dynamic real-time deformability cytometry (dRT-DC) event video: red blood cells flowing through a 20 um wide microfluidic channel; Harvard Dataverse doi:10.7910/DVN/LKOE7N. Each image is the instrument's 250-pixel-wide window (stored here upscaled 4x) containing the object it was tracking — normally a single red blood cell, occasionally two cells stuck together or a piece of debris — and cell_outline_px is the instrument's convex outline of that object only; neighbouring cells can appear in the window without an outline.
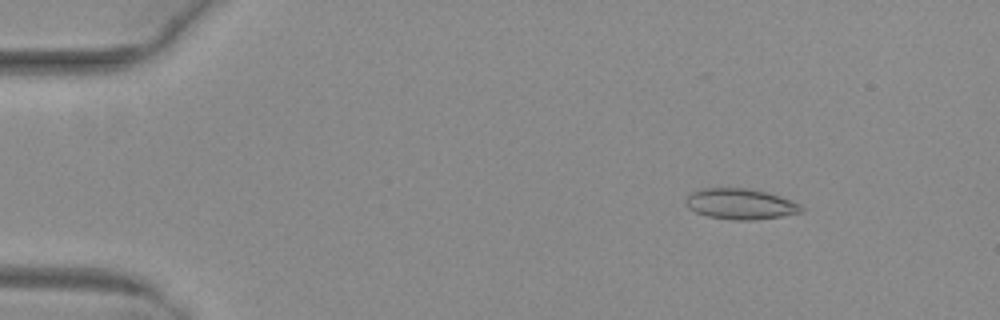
{"species": "common noctule bat (a hibernating species)", "species_latin": "Nyctalus noctula", "temperature_condition": "warm", "stored_images_in_passage": 51, "camera_frame_rate_fps": 3000, "um_per_image_px": 0.085, "animal": {"sex": "female", "body_mass_g": 29.2, "forearm_length_mm": 56.3}, "frame": {"image": 1, "passage_image": 7, "time_ms": 2.0, "image_size_px": [1000, 320], "cell_outline_px": [[804, 212], [780, 216], [752, 220], [732, 220], [708, 216], [696, 212], [688, 208], [688, 196], [692, 192], [704, 188], [748, 188], [780, 196], [792, 200], [800, 204], [804, 208]], "centroid_in_image_um": [62.99, 17.34], "position_along_channel_um": 22.0, "area_um2": 20.46}}
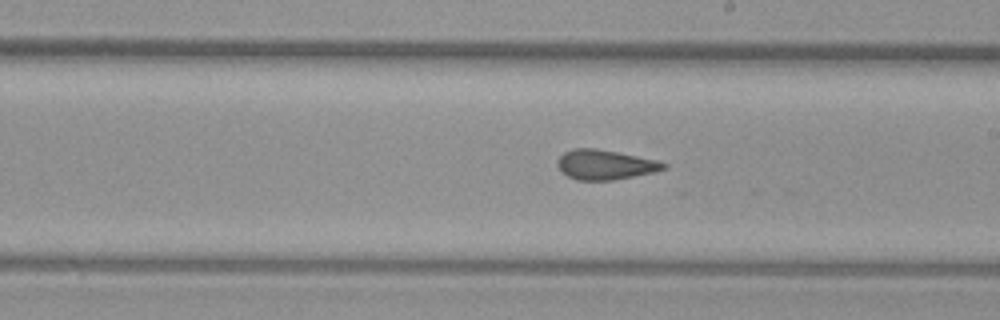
{"frame": {"image": 2, "passage_image": 30, "time_ms": 9.667, "image_size_px": [1000, 320], "cell_outline_px": [[668, 168], [652, 172], [612, 180], [576, 180], [560, 172], [556, 164], [556, 160], [564, 152], [572, 148], [596, 148], [656, 160], [668, 164]], "centroid_in_image_um": [51.37, 13.99], "position_along_channel_um": 237.6, "area_um2": 18.38}}
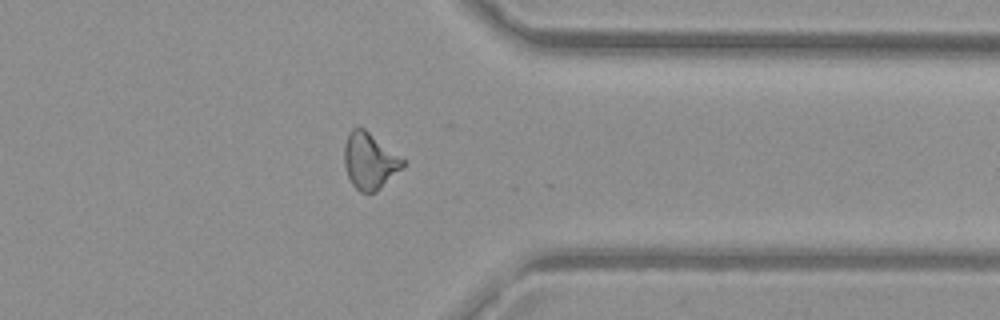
{"frame": {"image": 3, "passage_image": 41, "time_ms": 13.333, "image_size_px": [1000, 320], "cell_outline_px": [[408, 164], [404, 168], [376, 192], [360, 192], [352, 184], [348, 176], [344, 164], [344, 144], [348, 132], [352, 128], [364, 128], [408, 160]], "centroid_in_image_um": [31.48, 13.67], "position_along_channel_um": 379.9, "area_um2": 19.77}, "authors_computed_cell_mechanics": {"area_um2": 18.9584, "velocity_mm_per_s": 4.0489, "shape_relaxation_time_tau1_ms": null, "shape_relaxation_time_tau2_ms": 1.863, "deformation_change_tau1": null, "deformation_change_tau2": 0.1131}}